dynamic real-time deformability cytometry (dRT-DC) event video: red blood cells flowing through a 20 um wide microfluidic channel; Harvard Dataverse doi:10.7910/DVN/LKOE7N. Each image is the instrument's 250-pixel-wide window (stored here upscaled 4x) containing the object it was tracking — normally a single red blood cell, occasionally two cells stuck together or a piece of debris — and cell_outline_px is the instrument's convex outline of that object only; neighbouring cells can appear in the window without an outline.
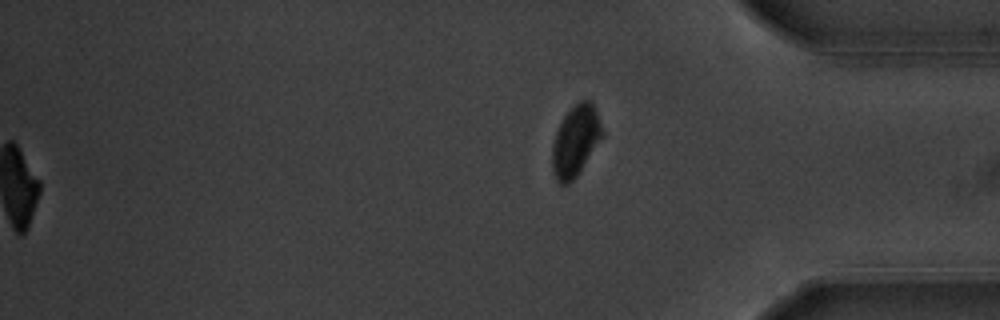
{"species": "common noctule bat (a hibernating species)", "species_latin": "Nyctalus noctula", "temperature_condition": "warm", "stored_images_in_passage": 55, "segment_of_instrument_passage": [2, 2], "camera_frame_rate_fps": 3000, "um_per_image_px": 0.085, "animal": {"sex": "male", "body_mass_g": 20.1, "forearm_length_mm": 53.5}, "frame": {"image": 1, "passage_image": 55, "time_ms": 18.0, "image_size_px": [1000, 320], "cell_outline_px": [[604, 136], [576, 176], [568, 184], [560, 184], [556, 180], [552, 172], [552, 144], [556, 132], [564, 116], [580, 100], [592, 100], [596, 108], [604, 132]], "centroid_in_image_um": [48.94, 11.97], "position_along_channel_um": 386.3, "area_um2": 20.69}}